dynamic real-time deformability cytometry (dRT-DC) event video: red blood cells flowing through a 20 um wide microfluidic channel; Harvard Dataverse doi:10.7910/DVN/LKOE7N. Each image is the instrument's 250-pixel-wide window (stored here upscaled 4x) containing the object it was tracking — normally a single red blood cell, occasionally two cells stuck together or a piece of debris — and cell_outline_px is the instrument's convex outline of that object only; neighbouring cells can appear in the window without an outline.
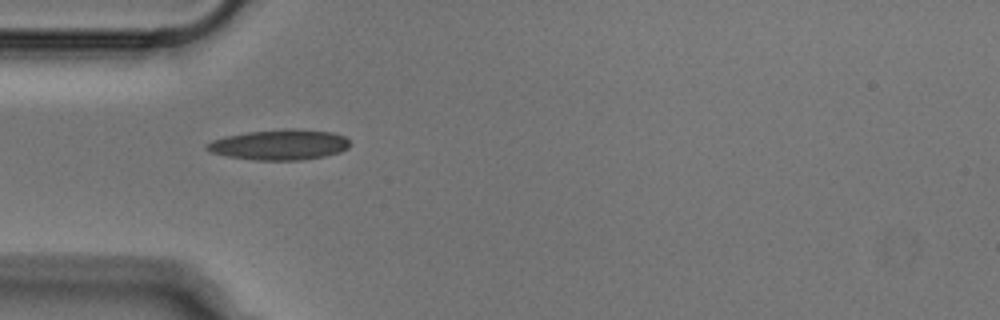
{"species": "Egyptian fruit bat (a non-hibernating species)", "species_latin": "Rousettus aegyptiacus", "temperature_condition": "cold", "stored_images_in_passage": 37, "camera_frame_rate_fps": 3000, "um_per_image_px": 0.085, "animal": {"sex": "male"}, "frame": {"image": 1, "passage_image": 1, "time_ms": 0.0, "image_size_px": [1000, 320], "cell_outline_px": [[348, 148], [340, 152], [324, 156], [304, 160], [256, 160], [228, 156], [208, 152], [204, 148], [204, 144], [212, 140], [224, 136], [248, 132], [292, 128], [296, 128], [332, 132], [344, 136], [348, 140]], "centroid_in_image_um": [23.72, 12.3], "position_along_channel_um": 61.3, "area_um2": 25.49}}
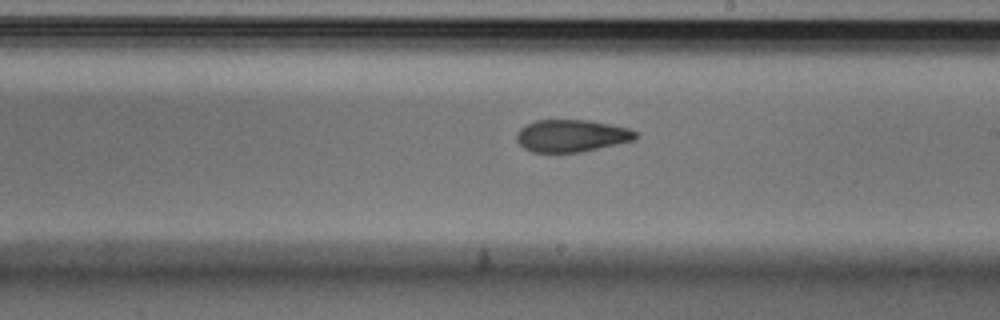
{"frame": {"image": 2, "passage_image": 15, "time_ms": 4.667, "image_size_px": [1000, 320], "cell_outline_px": [[640, 136], [636, 140], [580, 152], [532, 152], [524, 148], [516, 140], [516, 132], [520, 128], [536, 120], [592, 120], [628, 128], [636, 132]], "centroid_in_image_um": [48.6, 11.53], "position_along_channel_um": 240.4, "area_um2": 22.48}}
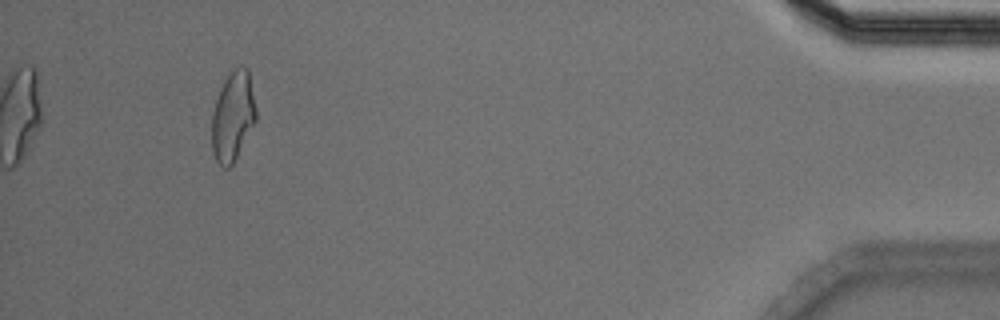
{"frame": {"image": 3, "passage_image": 34, "time_ms": 11.0, "image_size_px": [1000, 320], "cell_outline_px": [[256, 120], [232, 164], [228, 168], [224, 168], [216, 160], [212, 152], [212, 112], [216, 100], [224, 80], [240, 64], [248, 68], [256, 108]], "centroid_in_image_um": [19.79, 9.87], "position_along_channel_um": 415.4, "area_um2": 22.77}}